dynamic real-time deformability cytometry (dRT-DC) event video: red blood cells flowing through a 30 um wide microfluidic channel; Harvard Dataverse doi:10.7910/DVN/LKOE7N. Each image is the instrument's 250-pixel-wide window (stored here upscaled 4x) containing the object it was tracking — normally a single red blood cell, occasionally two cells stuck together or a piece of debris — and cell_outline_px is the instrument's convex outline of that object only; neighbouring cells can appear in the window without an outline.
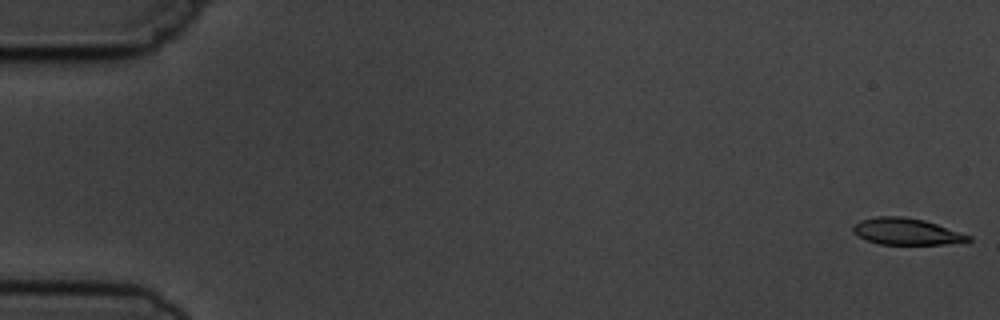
{"species": "common noctule bat (a hibernating species)", "species_latin": "Nyctalus noctula", "temperature_condition": "cold", "stored_images_in_passage": 5, "camera_frame_rate_fps": 3000, "um_per_image_px": 0.085, "animal": {"sex": "male", "body_mass_g": 19.5, "forearm_length_mm": 54.6}, "frame": {"image": 1, "passage_image": 1, "time_ms": 0.0, "image_size_px": [1000, 320], "cell_outline_px": [[972, 240], [944, 244], [880, 244], [868, 240], [852, 232], [852, 228], [860, 220], [876, 216], [904, 216], [924, 220], [972, 236]], "centroid_in_image_um": [77.03, 19.67], "position_along_channel_um": 8.0, "area_um2": 17.63}}
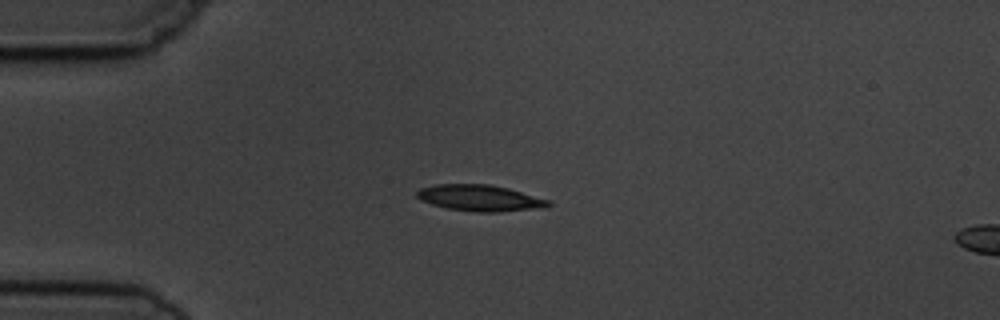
{"frame": {"image": 2, "passage_image": 4, "time_ms": 4.333, "image_size_px": [1000, 320], "cell_outline_px": [[552, 204], [548, 208], [496, 212], [476, 212], [448, 208], [432, 204], [420, 200], [416, 196], [416, 192], [420, 188], [436, 184], [488, 184], [508, 188], [552, 200]], "centroid_in_image_um": [40.86, 16.83], "position_along_channel_um": 44.1, "area_um2": 20.35}}